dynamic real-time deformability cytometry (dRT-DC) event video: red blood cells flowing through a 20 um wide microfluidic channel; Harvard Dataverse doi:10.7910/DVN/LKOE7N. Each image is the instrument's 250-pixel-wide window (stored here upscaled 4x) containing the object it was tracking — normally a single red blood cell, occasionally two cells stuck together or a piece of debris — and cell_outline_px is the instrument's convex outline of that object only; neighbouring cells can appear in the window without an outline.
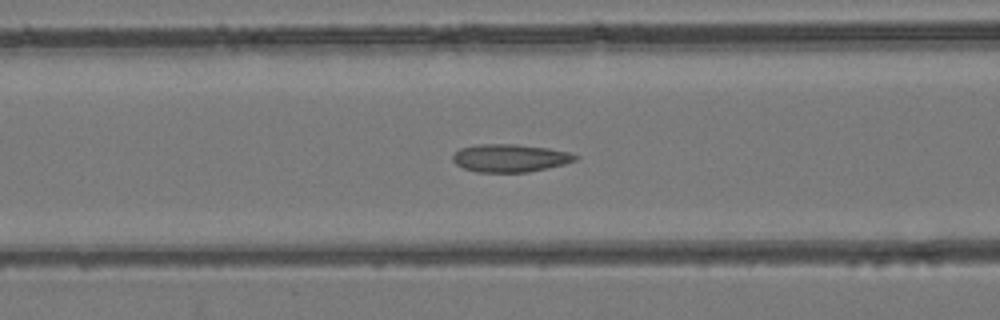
{"species": "common noctule bat (a hibernating species)", "species_latin": "Nyctalus noctula", "temperature_condition": "room temperature", "stored_images_in_passage": 39, "camera_frame_rate_fps": 3000, "um_per_image_px": 0.085, "animal": {"sex": "female", "body_mass_g": 24.6, "forearm_length_mm": 56.2}, "frame": {"image": 1, "passage_image": 12, "time_ms": 3.667, "image_size_px": [1000, 320], "cell_outline_px": [[580, 156], [576, 160], [564, 164], [548, 168], [528, 172], [476, 172], [464, 168], [456, 164], [452, 160], [452, 156], [460, 148], [476, 144], [516, 144], [548, 148], [568, 152]], "centroid_in_image_um": [43.35, 13.43], "position_along_channel_um": 123.3, "area_um2": 19.94}}
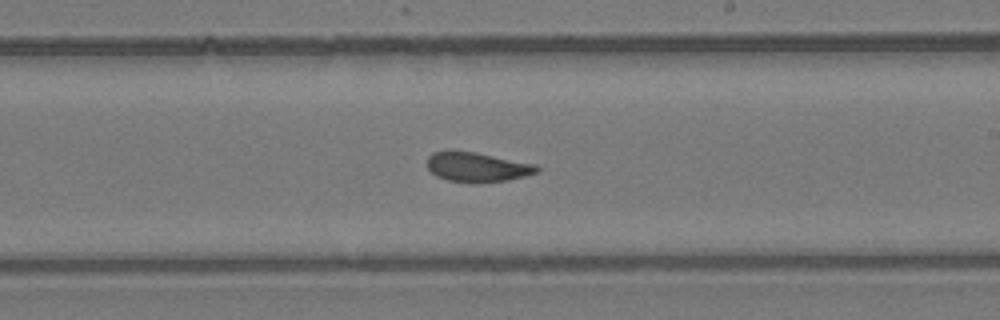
{"frame": {"image": 2, "passage_image": 21, "time_ms": 6.667, "image_size_px": [1000, 320], "cell_outline_px": [[540, 168], [536, 172], [524, 176], [504, 180], [448, 180], [436, 176], [428, 168], [428, 156], [432, 152], [476, 152], [536, 164]], "centroid_in_image_um": [40.57, 14.16], "position_along_channel_um": 248.4, "area_um2": 17.86}}
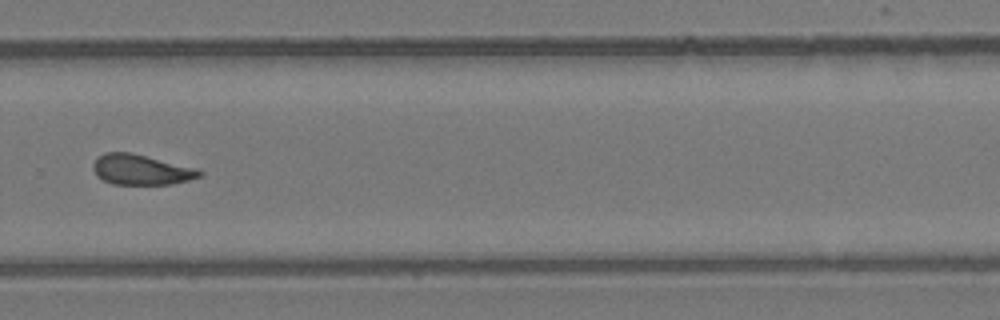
{"frame": {"image": 3, "passage_image": 26, "time_ms": 8.333, "image_size_px": [1000, 320], "cell_outline_px": [[204, 176], [172, 184], [112, 184], [96, 176], [92, 168], [92, 164], [104, 152], [132, 152], [200, 168], [204, 172]], "centroid_in_image_um": [12.06, 14.41], "position_along_channel_um": 317.7, "area_um2": 19.19}}